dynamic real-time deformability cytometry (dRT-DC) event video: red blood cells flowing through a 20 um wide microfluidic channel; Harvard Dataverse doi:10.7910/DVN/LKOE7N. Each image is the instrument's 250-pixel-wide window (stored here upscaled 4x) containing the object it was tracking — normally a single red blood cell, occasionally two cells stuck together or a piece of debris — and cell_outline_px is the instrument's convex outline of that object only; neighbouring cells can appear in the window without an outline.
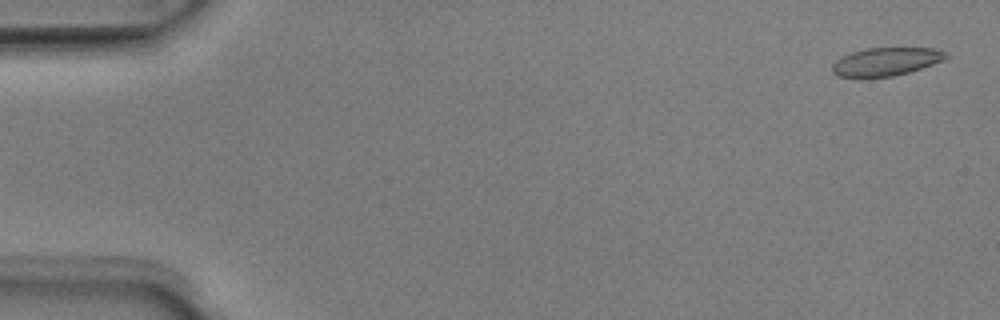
{"species": "Egyptian fruit bat (a non-hibernating species)", "species_latin": "Rousettus aegyptiacus", "temperature_condition": "room temperature", "stored_images_in_passage": 51, "camera_frame_rate_fps": 3000, "um_per_image_px": 0.085, "animal": {"sex": "male"}, "frame": {"image": 1, "passage_image": 2, "time_ms": 0.333, "image_size_px": [1000, 320], "cell_outline_px": [[948, 56], [944, 60], [908, 72], [892, 76], [868, 80], [860, 80], [836, 76], [832, 72], [832, 64], [836, 60], [852, 52], [868, 48], [932, 48], [948, 52]], "centroid_in_image_um": [75.23, 5.29], "position_along_channel_um": 9.8, "area_um2": 19.19}}
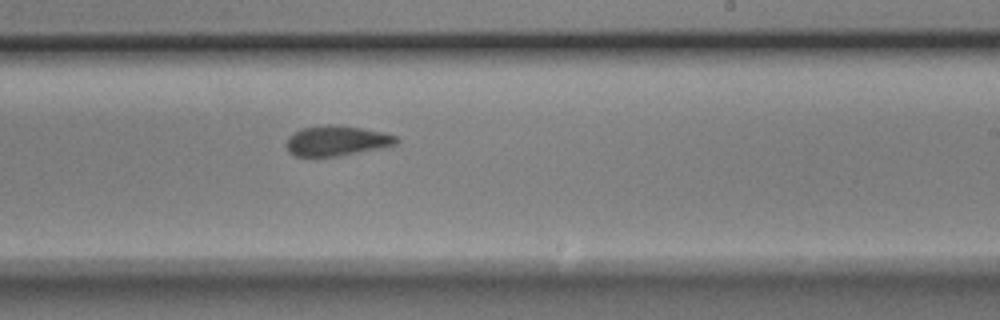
{"frame": {"image": 2, "passage_image": 31, "time_ms": 10.0, "image_size_px": [1000, 320], "cell_outline_px": [[400, 140], [396, 144], [380, 148], [336, 156], [292, 156], [288, 152], [288, 136], [300, 128], [328, 124], [360, 128], [384, 132], [396, 136]], "centroid_in_image_um": [28.6, 11.96], "position_along_channel_um": 260.4, "area_um2": 19.13}}
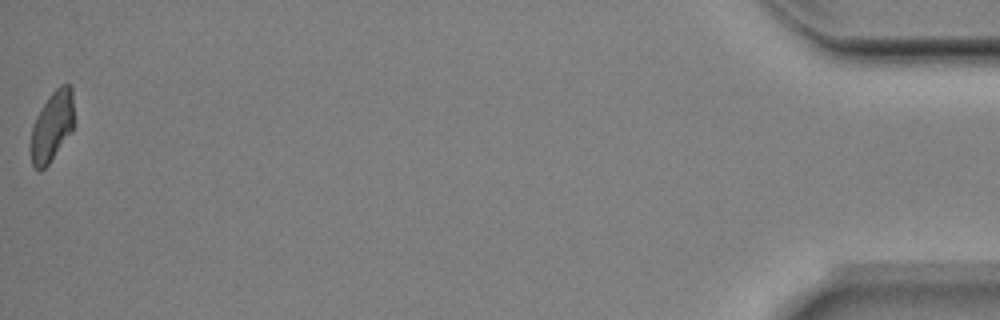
{"frame": {"image": 3, "passage_image": 51, "time_ms": 16.667, "image_size_px": [1000, 320], "cell_outline_px": [[72, 132], [48, 164], [40, 172], [32, 164], [28, 144], [32, 124], [36, 116], [52, 92], [60, 84], [68, 84], [72, 88]], "centroid_in_image_um": [4.36, 10.78], "position_along_channel_um": 430.8, "area_um2": 17.74}, "authors_computed_cell_mechanics": {"area_um2": 19.5942, "velocity_mm_per_s": 3.9984, "shape_relaxation_time_tau1_ms": 3.1778, "shape_relaxation_time_tau2_ms": 1.4011, "deformation_change_tau1": 0.1318, "deformation_change_tau2": 0.0716}}